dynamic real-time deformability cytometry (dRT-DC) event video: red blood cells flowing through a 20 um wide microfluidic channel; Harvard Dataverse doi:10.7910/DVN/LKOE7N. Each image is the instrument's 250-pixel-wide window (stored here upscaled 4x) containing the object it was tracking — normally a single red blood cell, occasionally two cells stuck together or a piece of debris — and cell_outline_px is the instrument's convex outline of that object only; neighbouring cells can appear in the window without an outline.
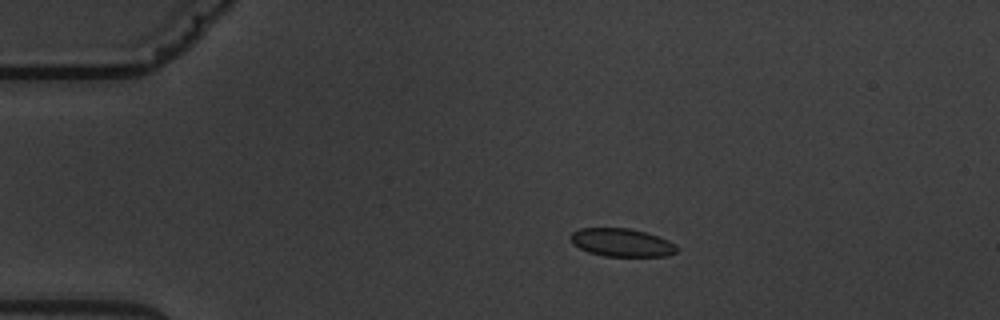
{"species": "common noctule bat (a hibernating species)", "species_latin": "Nyctalus noctula", "temperature_condition": "warm", "stored_images_in_passage": 6, "camera_frame_rate_fps": 3000, "um_per_image_px": 0.085, "animal": {"sex": "male", "body_mass_g": 19.5, "forearm_length_mm": 54.6}, "frame": {"image": 1, "passage_image": 3, "time_ms": 3.333, "image_size_px": [1000, 320], "cell_outline_px": [[676, 252], [664, 256], [604, 256], [588, 252], [580, 248], [568, 236], [572, 232], [580, 228], [628, 228], [644, 232], [668, 240], [676, 248]], "centroid_in_image_um": [52.79, 20.61], "position_along_channel_um": 32.2, "area_um2": 17.05}}
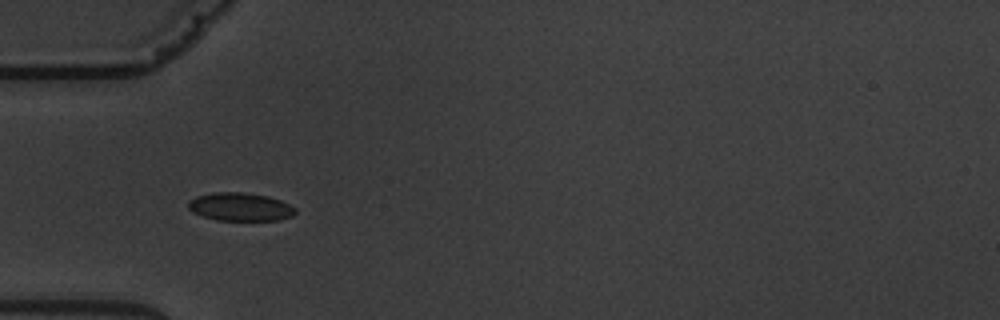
{"frame": {"image": 2, "passage_image": 5, "time_ms": 5.667, "image_size_px": [1000, 320], "cell_outline_px": [[296, 212], [292, 216], [280, 220], [216, 220], [192, 212], [188, 208], [188, 200], [196, 196], [216, 192], [240, 192], [268, 196], [280, 200], [296, 208]], "centroid_in_image_um": [20.41, 17.58], "position_along_channel_um": 64.6, "area_um2": 17.57}}
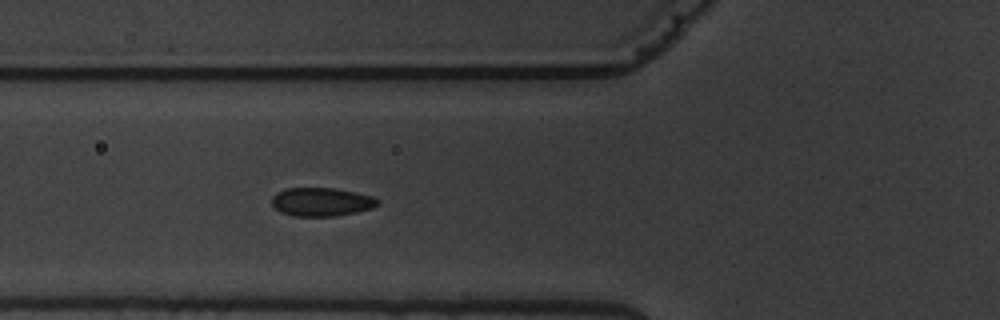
{"frame": {"image": 3, "passage_image": 6, "time_ms": 6.667, "image_size_px": [1000, 320], "cell_outline_px": [[380, 204], [372, 208], [356, 212], [336, 216], [296, 216], [280, 212], [272, 204], [272, 196], [276, 192], [284, 188], [332, 188], [372, 196], [380, 200]], "centroid_in_image_um": [27.31, 17.16], "position_along_channel_um": 98.5, "area_um2": 17.57}}